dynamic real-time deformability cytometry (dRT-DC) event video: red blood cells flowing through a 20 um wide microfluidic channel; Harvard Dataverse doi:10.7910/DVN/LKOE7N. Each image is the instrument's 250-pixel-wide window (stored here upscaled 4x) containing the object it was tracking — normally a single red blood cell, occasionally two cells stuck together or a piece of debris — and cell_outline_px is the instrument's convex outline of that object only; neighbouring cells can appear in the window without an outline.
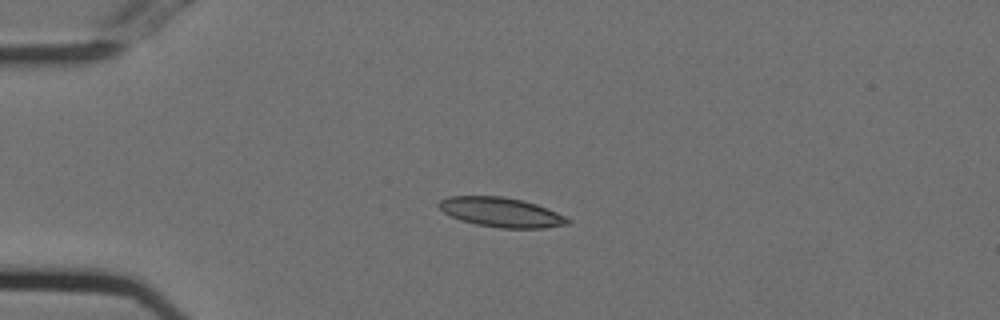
{"species": "Egyptian fruit bat (a non-hibernating species)", "species_latin": "Rousettus aegyptiacus", "temperature_condition": "cold", "stored_images_in_passage": 42, "camera_frame_rate_fps": 3000, "um_per_image_px": 0.085, "animal": {"sex": "female"}, "frame": {"image": 1, "passage_image": 1, "time_ms": 0.0, "image_size_px": [1000, 320], "cell_outline_px": [[572, 220], [568, 224], [544, 228], [500, 228], [476, 224], [460, 220], [444, 212], [436, 204], [440, 200], [448, 196], [504, 196], [536, 204], [556, 212]], "centroid_in_image_um": [42.58, 18.04], "position_along_channel_um": 42.4, "area_um2": 22.08}}
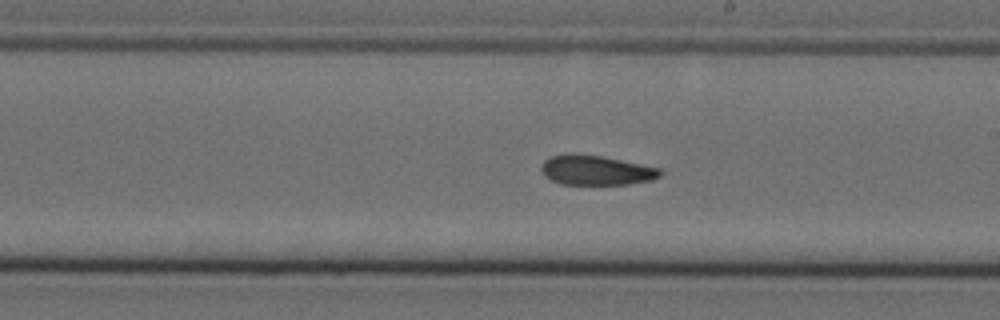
{"frame": {"image": 2, "passage_image": 19, "time_ms": 6.0, "image_size_px": [1000, 320], "cell_outline_px": [[664, 172], [660, 176], [652, 180], [628, 184], [560, 184], [544, 176], [540, 168], [544, 160], [552, 156], [568, 152], [572, 152], [604, 156], [660, 168]], "centroid_in_image_um": [50.65, 14.45], "position_along_channel_um": 238.3, "area_um2": 20.92}}
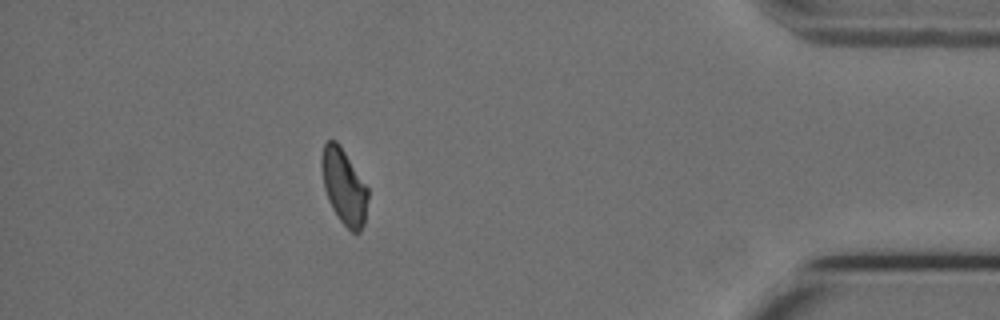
{"frame": {"image": 3, "passage_image": 36, "time_ms": 11.667, "image_size_px": [1000, 320], "cell_outline_px": [[368, 200], [364, 224], [360, 232], [352, 232], [340, 220], [332, 208], [328, 200], [324, 188], [320, 164], [320, 156], [324, 144], [328, 140], [336, 140], [340, 144], [368, 188]], "centroid_in_image_um": [29.22, 15.83], "position_along_channel_um": 406.0, "area_um2": 20.46}, "authors_computed_cell_mechanics": {"area_um2": 21.3282, "velocity_mm_per_s": 3.7366, "shape_relaxation_time_tau1_ms": null, "shape_relaxation_time_tau2_ms": 5.1053, "deformation_change_tau1": null, "deformation_change_tau2": 0.1178}}